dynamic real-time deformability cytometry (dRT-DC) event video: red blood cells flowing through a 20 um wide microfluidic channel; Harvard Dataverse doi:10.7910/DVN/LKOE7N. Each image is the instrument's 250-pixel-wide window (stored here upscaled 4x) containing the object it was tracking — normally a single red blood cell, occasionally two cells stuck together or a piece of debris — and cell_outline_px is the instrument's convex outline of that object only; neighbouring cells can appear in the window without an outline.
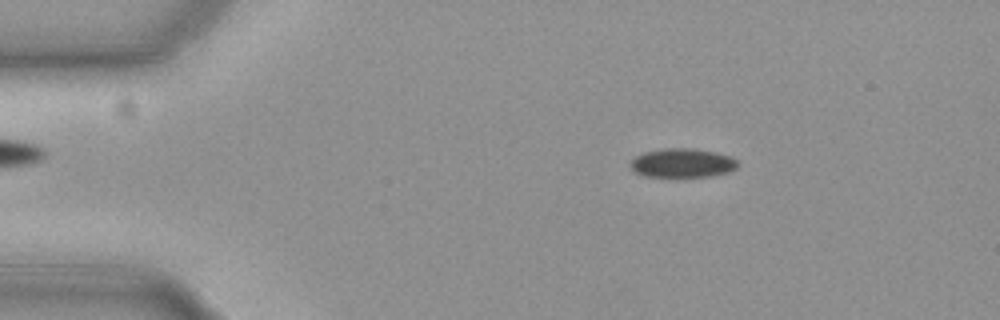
{"species": "common noctule bat (a hibernating species)", "species_latin": "Nyctalus noctula", "temperature_condition": "cold", "stored_images_in_passage": 55, "camera_frame_rate_fps": 3000, "um_per_image_px": 0.085, "animal": {"sex": "female", "body_mass_g": 19.3, "forearm_length_mm": 54.1}, "frame": {"image": 1, "passage_image": 9, "time_ms": 2.667, "image_size_px": [1000, 320], "cell_outline_px": [[740, 164], [736, 168], [728, 172], [712, 176], [644, 176], [628, 168], [628, 160], [644, 152], [664, 148], [692, 148], [732, 156]], "centroid_in_image_um": [57.96, 13.85], "position_along_channel_um": 27.0, "area_um2": 18.26}}
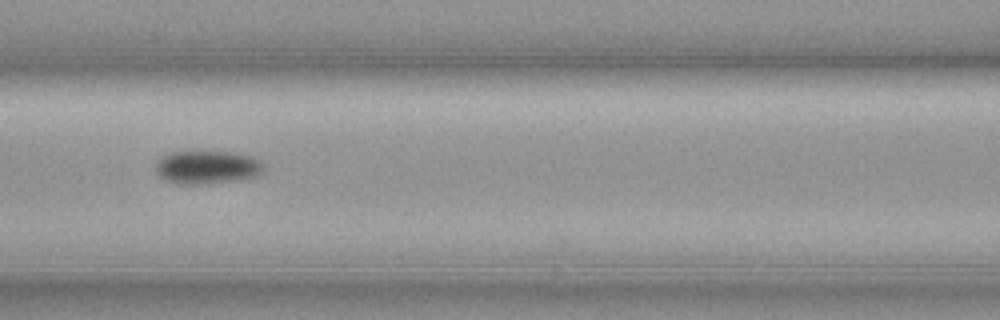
{"frame": {"image": 2, "passage_image": 24, "time_ms": 7.667, "image_size_px": [1000, 320], "cell_outline_px": [[264, 168], [256, 176], [236, 180], [200, 184], [188, 184], [168, 180], [160, 176], [156, 172], [156, 164], [164, 156], [172, 152], [192, 148], [232, 152], [252, 156], [260, 160], [264, 164]], "centroid_in_image_um": [17.63, 14.15], "position_along_channel_um": 149.0, "area_um2": 21.33}}
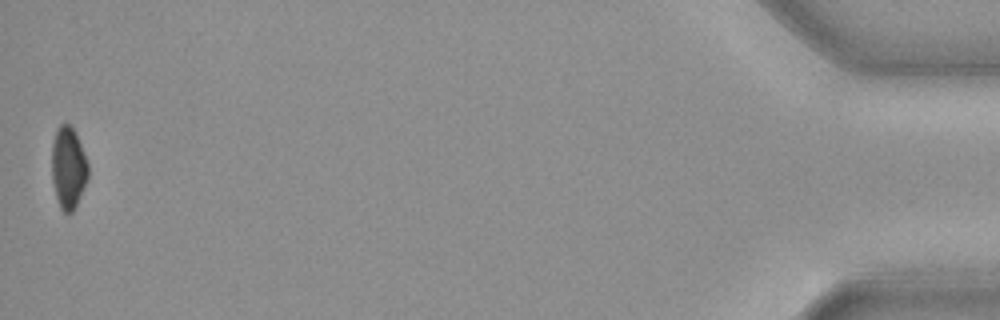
{"frame": {"image": 3, "passage_image": 55, "time_ms": 18.0, "image_size_px": [1000, 320], "cell_outline_px": [[88, 176], [76, 204], [72, 212], [64, 212], [60, 208], [56, 196], [52, 180], [52, 144], [56, 128], [60, 124], [68, 124], [72, 128], [80, 144], [88, 164]], "centroid_in_image_um": [5.78, 14.24], "position_along_channel_um": 429.4, "area_um2": 16.94}, "authors_computed_cell_mechanics": {"area_um2": 19.4208, "velocity_mm_per_s": 3.7073, "shape_relaxation_time_tau1_ms": 6.9948, "shape_relaxation_time_tau2_ms": null, "deformation_change_tau1": 0.0748, "deformation_change_tau2": null}}